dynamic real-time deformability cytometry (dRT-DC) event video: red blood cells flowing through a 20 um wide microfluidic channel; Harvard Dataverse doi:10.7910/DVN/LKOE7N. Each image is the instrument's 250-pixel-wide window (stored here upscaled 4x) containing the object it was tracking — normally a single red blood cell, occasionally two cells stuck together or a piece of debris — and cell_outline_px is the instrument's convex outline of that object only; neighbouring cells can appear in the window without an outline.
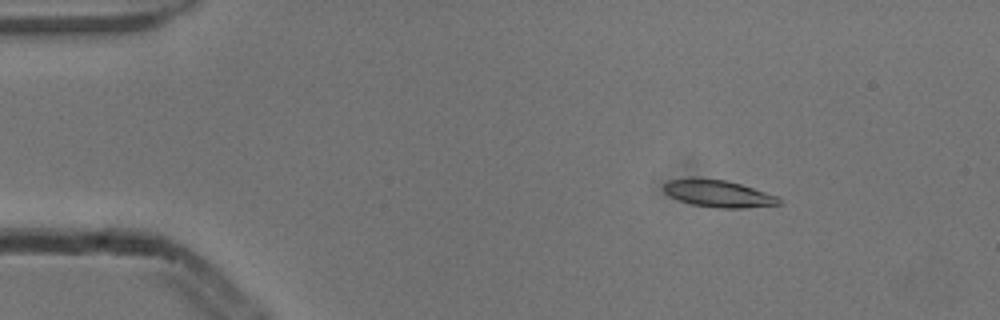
{"species": "common noctule bat (a hibernating species)", "species_latin": "Nyctalus noctula", "temperature_condition": "cold", "stored_images_in_passage": 2, "camera_frame_rate_fps": 3000, "um_per_image_px": 0.085, "animal": {"sex": "male", "body_mass_g": 13.3}, "frame": {"image": 1, "passage_image": 1, "time_ms": 0.0, "image_size_px": [1000, 320], "cell_outline_px": [[780, 204], [744, 208], [716, 208], [692, 204], [680, 200], [664, 192], [664, 184], [668, 180], [692, 176], [728, 180], [780, 196]], "centroid_in_image_um": [61.06, 16.43], "position_along_channel_um": 23.9, "area_um2": 18.5}}